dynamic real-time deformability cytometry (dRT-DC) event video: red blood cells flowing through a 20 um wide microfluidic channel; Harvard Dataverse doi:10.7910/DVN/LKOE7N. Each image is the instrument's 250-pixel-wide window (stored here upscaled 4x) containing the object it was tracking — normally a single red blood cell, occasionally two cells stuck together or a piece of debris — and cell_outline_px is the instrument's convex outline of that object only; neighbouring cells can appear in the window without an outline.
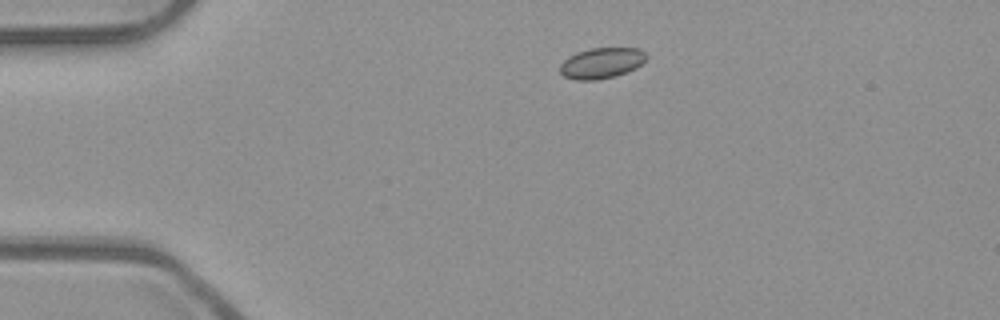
{"species": "common noctule bat (a hibernating species)", "species_latin": "Nyctalus noctula", "temperature_condition": "room temperature", "stored_images_in_passage": 43, "camera_frame_rate_fps": 3000, "um_per_image_px": 0.085, "animal": {"sex": "male", "body_mass_g": 23.1, "forearm_length_mm": 52.7}, "frame": {"image": 1, "passage_image": 1, "time_ms": 0.0, "image_size_px": [1000, 320], "cell_outline_px": [[648, 56], [636, 68], [616, 76], [596, 80], [576, 80], [564, 76], [560, 72], [560, 64], [568, 56], [576, 52], [588, 48], [640, 48]], "centroid_in_image_um": [51.11, 5.35], "position_along_channel_um": 33.9, "area_um2": 15.55}}
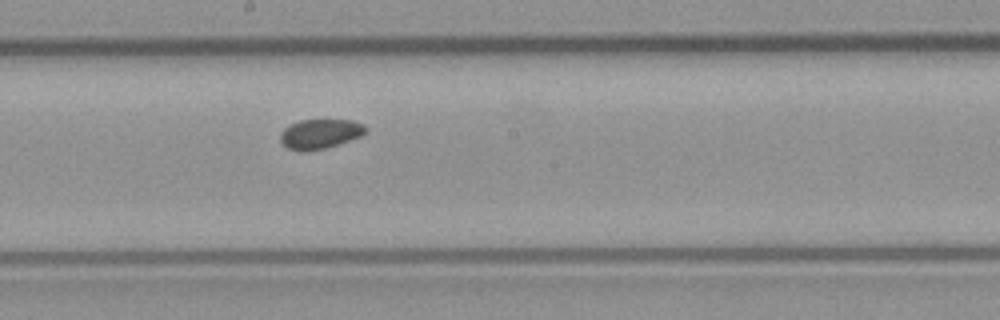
{"frame": {"image": 2, "passage_image": 19, "time_ms": 6.0, "image_size_px": [1000, 320], "cell_outline_px": [[368, 132], [360, 136], [324, 148], [300, 152], [288, 148], [280, 140], [280, 132], [284, 128], [300, 120], [352, 120], [364, 124], [368, 128]], "centroid_in_image_um": [27.21, 11.37], "position_along_channel_um": 221.0, "area_um2": 14.62}}
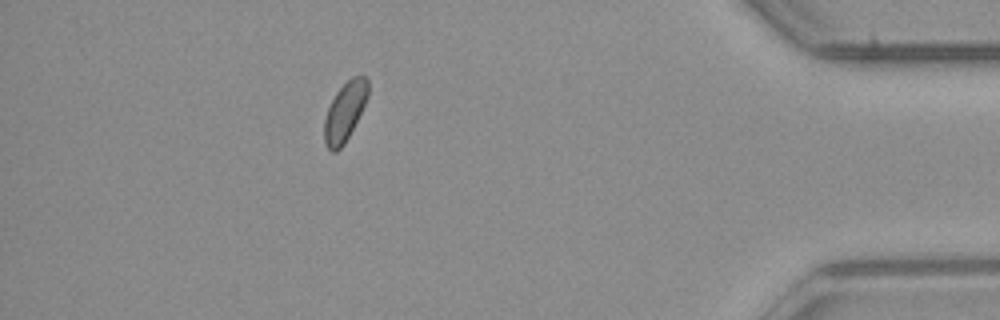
{"frame": {"image": 3, "passage_image": 37, "time_ms": 12.0, "image_size_px": [1000, 320], "cell_outline_px": [[368, 96], [344, 144], [336, 152], [332, 152], [324, 144], [324, 120], [328, 108], [336, 92], [352, 76], [364, 76], [368, 80]], "centroid_in_image_um": [29.29, 9.5], "position_along_channel_um": 405.9, "area_um2": 14.68}}